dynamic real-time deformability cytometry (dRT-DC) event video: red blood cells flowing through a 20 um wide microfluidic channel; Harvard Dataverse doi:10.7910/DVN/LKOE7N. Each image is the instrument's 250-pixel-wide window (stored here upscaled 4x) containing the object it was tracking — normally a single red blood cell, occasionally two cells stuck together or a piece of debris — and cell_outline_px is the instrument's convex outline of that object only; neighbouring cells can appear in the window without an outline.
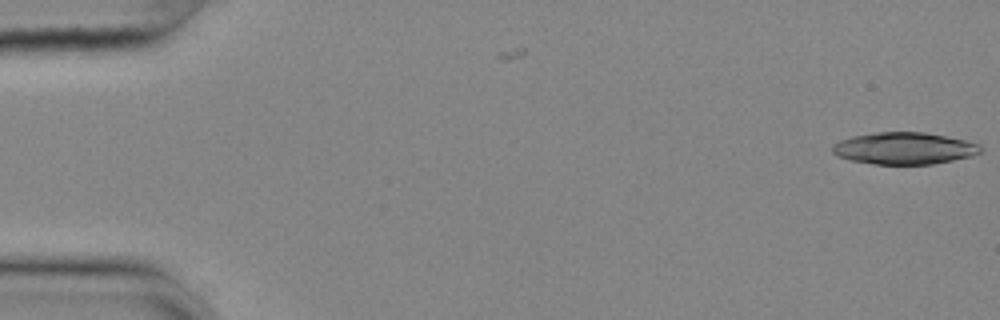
{"species": "common noctule bat (a hibernating species)", "species_latin": "Nyctalus noctula", "temperature_condition": "cold", "stored_images_in_passage": 5, "camera_frame_rate_fps": 3000, "um_per_image_px": 0.085, "animal": {"sex": "female", "body_mass_g": 25.1}, "frame": {"image": 1, "passage_image": 5, "time_ms": 1.333, "image_size_px": [1000, 320], "cell_outline_px": [[980, 152], [972, 156], [932, 164], [872, 164], [852, 160], [836, 156], [832, 152], [832, 144], [840, 140], [852, 136], [876, 132], [924, 132], [964, 140], [980, 144]], "centroid_in_image_um": [76.81, 12.61], "position_along_channel_um": 8.2, "area_um2": 27.46}}